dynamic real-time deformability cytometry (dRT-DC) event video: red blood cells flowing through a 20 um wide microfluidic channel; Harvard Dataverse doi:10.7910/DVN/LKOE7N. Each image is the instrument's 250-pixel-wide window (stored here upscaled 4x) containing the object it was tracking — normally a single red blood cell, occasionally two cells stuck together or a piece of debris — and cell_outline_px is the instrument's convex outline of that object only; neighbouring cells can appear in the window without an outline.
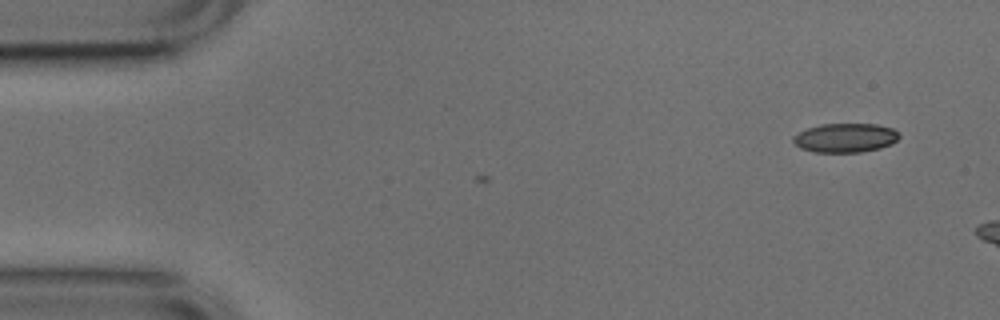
{"species": "common noctule bat (a hibernating species)", "species_latin": "Nyctalus noctula", "temperature_condition": "cold", "stored_images_in_passage": 2, "camera_frame_rate_fps": 3000, "um_per_image_px": 0.085, "animal": {"sex": "male", "body_mass_g": 17.9, "forearm_length_mm": 54.2}, "frame": {"image": 1, "passage_image": 2, "time_ms": 0.333, "image_size_px": [1000, 320], "cell_outline_px": [[900, 136], [892, 144], [880, 148], [860, 152], [816, 152], [800, 148], [792, 140], [792, 136], [808, 128], [820, 124], [876, 124], [892, 128], [900, 132]], "centroid_in_image_um": [71.87, 11.71], "position_along_channel_um": 13.1, "area_um2": 17.98}}